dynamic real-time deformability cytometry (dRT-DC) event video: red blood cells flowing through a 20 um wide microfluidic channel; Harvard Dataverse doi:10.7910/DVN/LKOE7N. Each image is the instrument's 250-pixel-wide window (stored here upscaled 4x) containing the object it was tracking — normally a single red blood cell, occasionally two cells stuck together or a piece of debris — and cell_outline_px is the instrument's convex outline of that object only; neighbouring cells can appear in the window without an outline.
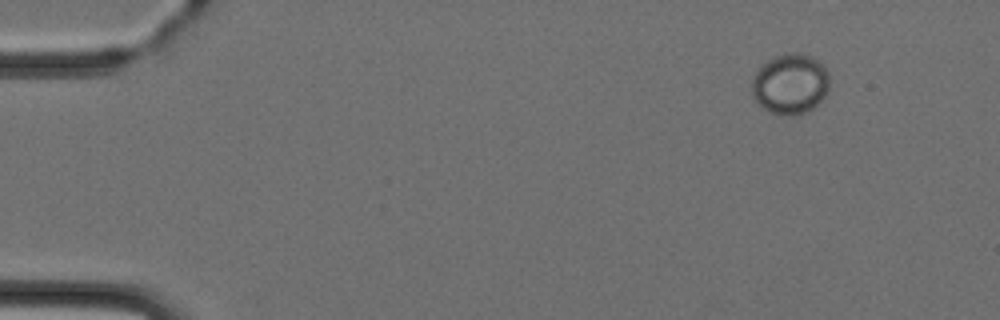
{"species": "Egyptian fruit bat (a non-hibernating species)", "species_latin": "Rousettus aegyptiacus", "temperature_condition": "cold", "stored_images_in_passage": 3, "camera_frame_rate_fps": 3000, "um_per_image_px": 0.085, "animal": {"sex": "female"}, "frame": {"image": 1, "passage_image": 1, "time_ms": 0.0, "image_size_px": [1000, 320], "cell_outline_px": [[828, 92], [812, 108], [800, 116], [780, 116], [760, 108], [752, 96], [752, 76], [760, 64], [784, 52], [800, 52], [812, 56], [820, 60], [824, 64], [828, 72]], "centroid_in_image_um": [67.14, 7.13], "position_along_channel_um": 17.9, "area_um2": 28.21}}
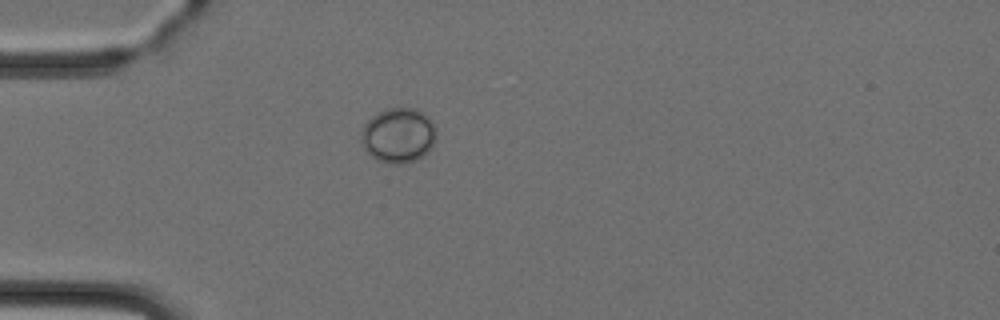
{"frame": {"image": 2, "passage_image": 3, "time_ms": 3.0, "image_size_px": [1000, 320], "cell_outline_px": [[436, 136], [432, 148], [424, 156], [416, 160], [404, 164], [388, 164], [376, 160], [364, 148], [360, 140], [360, 132], [364, 124], [376, 112], [384, 108], [416, 108], [424, 112], [432, 120], [436, 128]], "centroid_in_image_um": [33.86, 11.5], "position_along_channel_um": 51.1, "area_um2": 24.68}}